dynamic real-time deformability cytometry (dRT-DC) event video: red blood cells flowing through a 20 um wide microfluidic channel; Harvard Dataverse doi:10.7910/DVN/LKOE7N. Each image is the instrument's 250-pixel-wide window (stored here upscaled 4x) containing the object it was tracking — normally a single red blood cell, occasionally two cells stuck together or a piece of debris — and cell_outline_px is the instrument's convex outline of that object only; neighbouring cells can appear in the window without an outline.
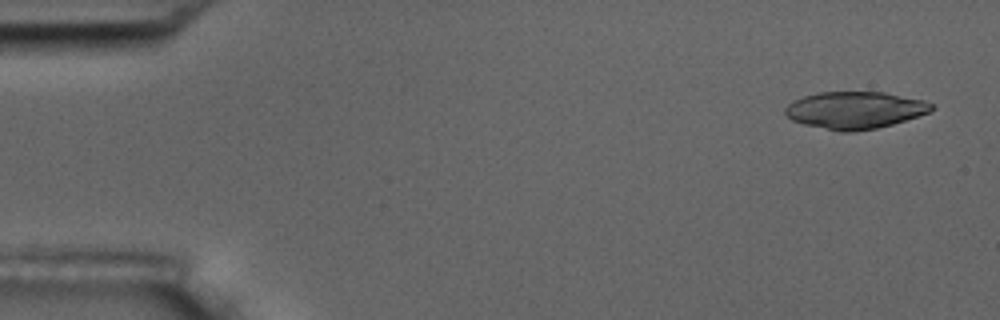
{"species": "common noctule bat (a hibernating species)", "species_latin": "Nyctalus noctula", "temperature_condition": "room temperature", "stored_images_in_passage": 4, "camera_frame_rate_fps": 3000, "um_per_image_px": 0.085, "animal": {"sex": "male", "body_mass_g": 17.5, "forearm_length_mm": 52.3}, "frame": {"image": 1, "passage_image": 1, "time_ms": 0.0, "image_size_px": [1000, 320], "cell_outline_px": [[936, 108], [928, 112], [892, 124], [876, 128], [856, 132], [840, 132], [804, 124], [792, 120], [784, 116], [784, 108], [792, 100], [804, 96], [820, 92], [884, 92], [924, 100], [932, 104]], "centroid_in_image_um": [72.62, 9.36], "position_along_channel_um": 12.4, "area_um2": 31.73}}